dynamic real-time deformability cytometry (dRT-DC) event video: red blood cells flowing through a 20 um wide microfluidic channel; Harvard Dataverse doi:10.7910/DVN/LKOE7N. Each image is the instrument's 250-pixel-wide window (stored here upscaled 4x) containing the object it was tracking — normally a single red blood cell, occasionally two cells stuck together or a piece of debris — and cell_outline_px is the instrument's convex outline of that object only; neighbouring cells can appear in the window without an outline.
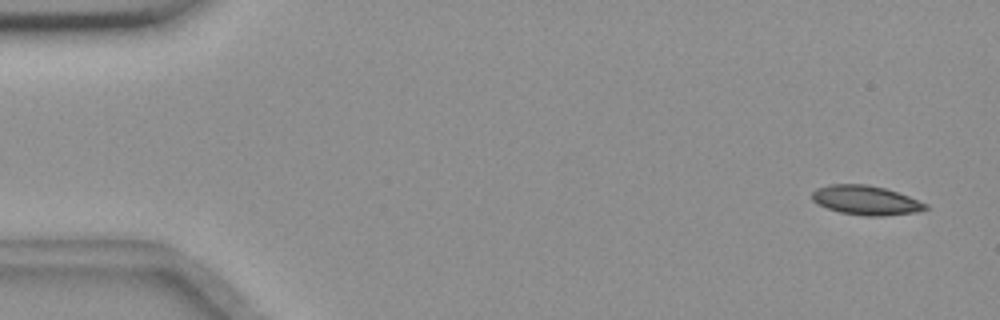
{"species": "common noctule bat (a hibernating species)", "species_latin": "Nyctalus noctula", "temperature_condition": "room temperature", "stored_images_in_passage": 16, "camera_frame_rate_fps": 3000, "um_per_image_px": 0.085, "animal": {"sex": "female", "body_mass_g": 18.4}, "frame": {"image": 1, "passage_image": 3, "time_ms": 0.667, "image_size_px": [1000, 320], "cell_outline_px": [[928, 208], [912, 212], [880, 216], [868, 216], [840, 212], [828, 208], [812, 200], [812, 192], [816, 188], [828, 184], [864, 184], [884, 188], [908, 196], [928, 204]], "centroid_in_image_um": [73.56, 17.01], "position_along_channel_um": 11.4, "area_um2": 19.02}}
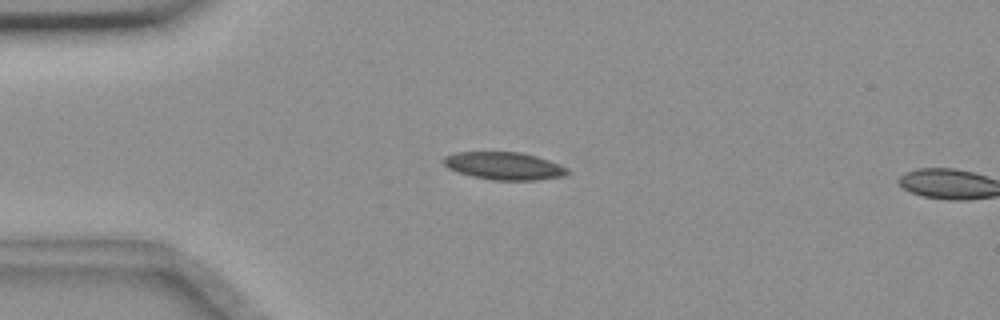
{"frame": {"image": 2, "passage_image": 14, "time_ms": 4.333, "image_size_px": [1000, 320], "cell_outline_px": [[568, 172], [560, 176], [536, 180], [492, 180], [472, 176], [448, 168], [440, 160], [444, 156], [456, 152], [520, 152], [536, 156], [548, 160], [568, 168]], "centroid_in_image_um": [42.79, 14.09], "position_along_channel_um": 42.2, "area_um2": 19.77}}